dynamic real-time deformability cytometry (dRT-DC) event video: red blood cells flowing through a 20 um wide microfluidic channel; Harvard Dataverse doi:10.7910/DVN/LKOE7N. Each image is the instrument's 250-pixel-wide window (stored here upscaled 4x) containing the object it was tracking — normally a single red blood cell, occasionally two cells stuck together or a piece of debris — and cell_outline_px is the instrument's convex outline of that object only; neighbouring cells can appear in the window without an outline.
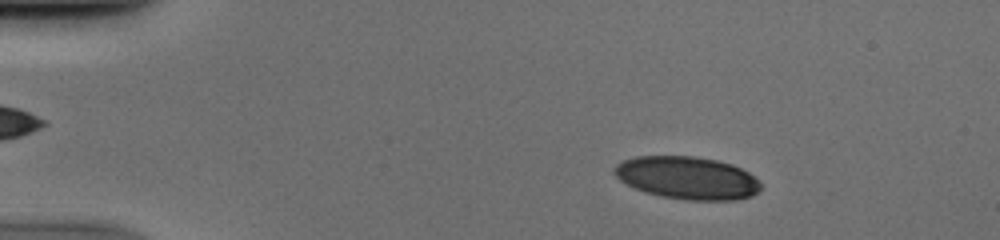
{"species": "human", "species_latin": "Homo sapiens", "temperature_condition": "cold", "stored_images_in_passage": 51, "camera_frame_rate_fps": 3000, "um_per_image_px": 0.085, "donor": {"sex": "male"}, "frame": {"image": 1, "passage_image": 8, "time_ms": 2.333, "image_size_px": [1000, 240], "cell_outline_px": [[760, 188], [752, 196], [736, 200], [684, 200], [660, 196], [636, 188], [620, 180], [612, 172], [612, 168], [616, 164], [624, 160], [636, 156], [692, 156], [716, 160], [732, 164], [748, 172], [760, 184]], "centroid_in_image_um": [58.39, 15.12], "position_along_channel_um": 26.6, "area_um2": 36.24}}
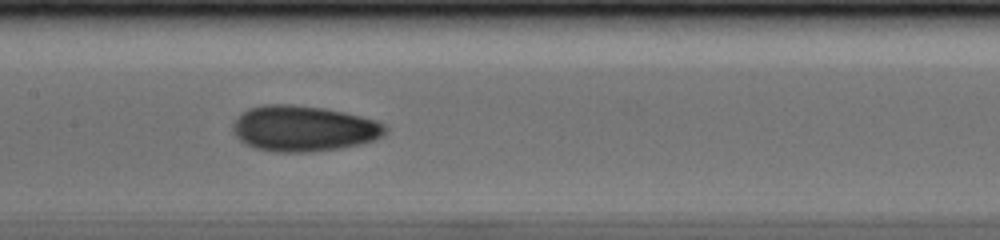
{"frame": {"image": 2, "passage_image": 26, "time_ms": 8.333, "image_size_px": [1000, 240], "cell_outline_px": [[388, 132], [384, 136], [376, 140], [360, 144], [336, 148], [308, 152], [276, 152], [256, 148], [244, 144], [236, 136], [232, 128], [232, 124], [236, 116], [240, 112], [248, 108], [264, 104], [292, 104], [324, 108], [344, 112], [376, 120], [384, 124], [388, 128]], "centroid_in_image_um": [25.79, 10.91], "position_along_channel_um": 181.6, "area_um2": 40.98}}
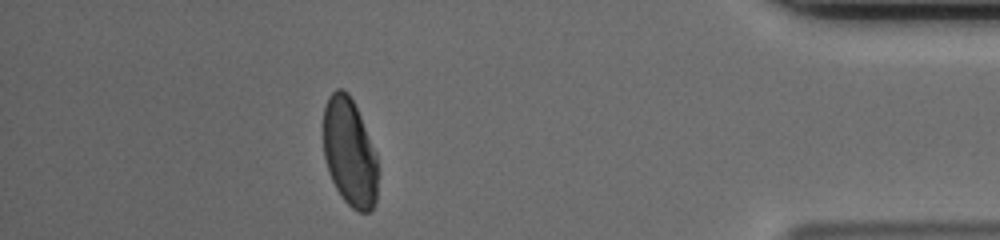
{"frame": {"image": 3, "passage_image": 46, "time_ms": 15.0, "image_size_px": [1000, 240], "cell_outline_px": [[376, 200], [372, 208], [368, 212], [356, 212], [340, 196], [328, 172], [324, 156], [324, 108], [328, 96], [336, 88], [344, 88], [348, 92], [360, 116], [376, 152]], "centroid_in_image_um": [29.69, 12.94], "position_along_channel_um": 405.5, "area_um2": 34.16}}